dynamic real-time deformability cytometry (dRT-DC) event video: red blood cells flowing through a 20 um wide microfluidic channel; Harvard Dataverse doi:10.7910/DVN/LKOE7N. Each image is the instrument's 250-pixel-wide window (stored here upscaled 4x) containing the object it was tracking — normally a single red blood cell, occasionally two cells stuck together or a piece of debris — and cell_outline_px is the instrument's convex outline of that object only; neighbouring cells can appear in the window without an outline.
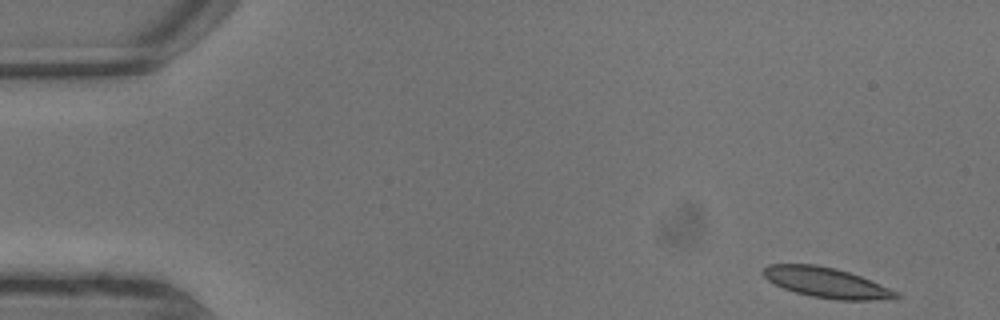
{"species": "common noctule bat (a hibernating species)", "species_latin": "Nyctalus noctula", "temperature_condition": "warm", "stored_images_in_passage": 10, "camera_frame_rate_fps": 3000, "um_per_image_px": 0.085, "animal": {"sex": "male", "body_mass_g": 13.3}, "frame": {"image": 1, "passage_image": 1, "time_ms": 0.0, "image_size_px": [1000, 320], "cell_outline_px": [[904, 296], [896, 300], [836, 300], [812, 296], [796, 292], [784, 288], [768, 280], [760, 272], [768, 264], [816, 264], [836, 268], [860, 276], [900, 292]], "centroid_in_image_um": [70.33, 24.03], "position_along_channel_um": 14.7, "area_um2": 23.64}}
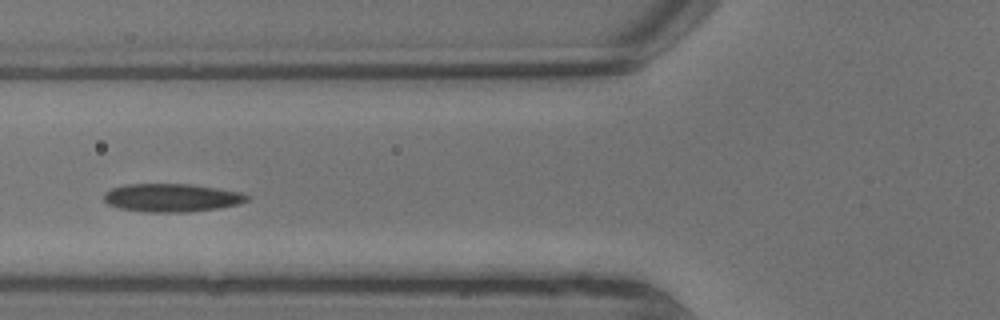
{"frame": {"image": 2, "passage_image": 7, "time_ms": 2.0, "image_size_px": [1000, 320], "cell_outline_px": [[252, 196], [248, 200], [240, 204], [220, 208], [188, 212], [148, 212], [116, 208], [108, 204], [104, 200], [104, 192], [112, 188], [124, 184], [192, 184], [240, 192]], "centroid_in_image_um": [14.6, 16.81], "position_along_channel_um": 111.2, "area_um2": 23.76}}
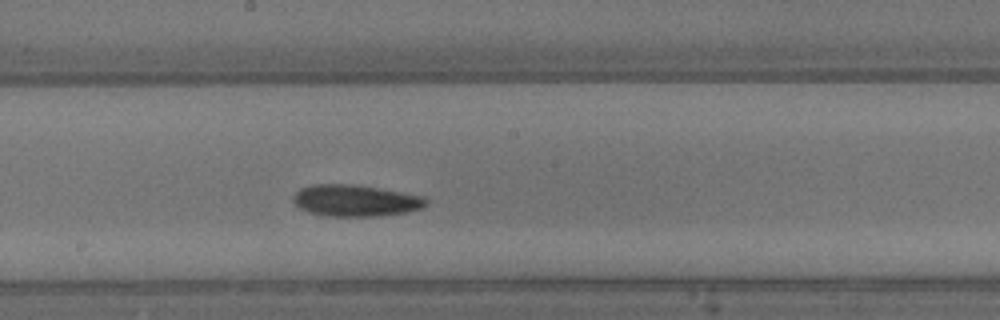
{"frame": {"image": 3, "passage_image": 10, "time_ms": 3.0, "image_size_px": [1000, 320], "cell_outline_px": [[428, 204], [424, 208], [408, 212], [376, 216], [324, 216], [308, 212], [300, 208], [292, 200], [292, 196], [300, 188], [316, 184], [352, 184], [424, 196], [428, 200]], "centroid_in_image_um": [30.22, 17.06], "position_along_channel_um": 218.0, "area_um2": 24.51}}